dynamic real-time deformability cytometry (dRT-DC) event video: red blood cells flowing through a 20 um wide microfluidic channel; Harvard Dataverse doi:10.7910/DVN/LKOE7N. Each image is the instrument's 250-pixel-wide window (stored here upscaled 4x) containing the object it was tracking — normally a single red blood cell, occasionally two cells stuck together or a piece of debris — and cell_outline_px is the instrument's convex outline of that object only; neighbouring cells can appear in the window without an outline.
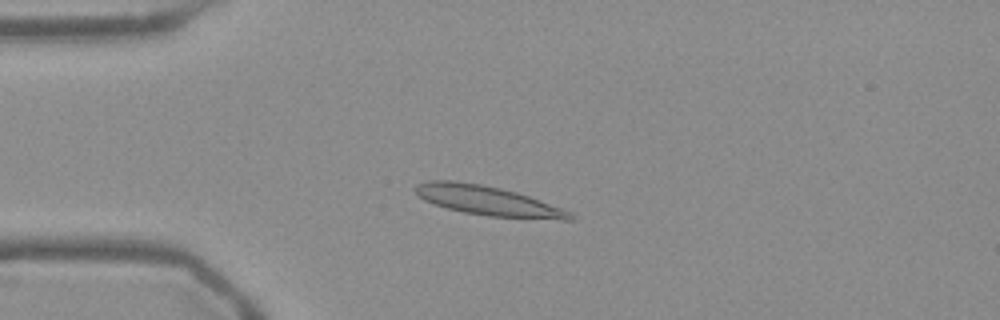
{"species": "Egyptian fruit bat (a non-hibernating species)", "species_latin": "Rousettus aegyptiacus", "temperature_condition": "warm", "stored_images_in_passage": 55, "camera_frame_rate_fps": 3000, "um_per_image_px": 0.085, "frame": {"image": 1, "passage_image": 14, "time_ms": 4.333, "image_size_px": [1000, 320], "cell_outline_px": [[576, 220], [560, 220], [488, 216], [464, 212], [448, 208], [424, 200], [412, 188], [416, 184], [428, 180], [452, 180], [480, 184], [500, 188], [516, 192], [528, 196], [572, 212], [576, 216]], "centroid_in_image_um": [41.49, 17.06], "position_along_channel_um": 43.5, "area_um2": 26.53}}
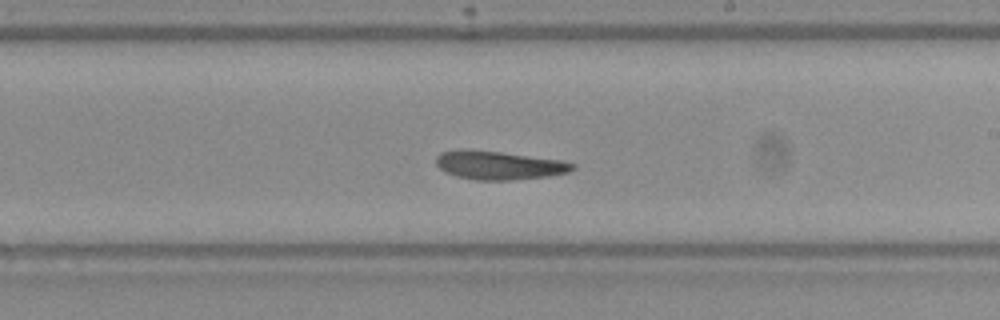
{"frame": {"image": 2, "passage_image": 32, "time_ms": 10.333, "image_size_px": [1000, 320], "cell_outline_px": [[576, 168], [568, 172], [548, 176], [512, 180], [476, 180], [456, 176], [444, 172], [436, 164], [436, 156], [440, 152], [460, 148], [468, 148], [564, 160], [576, 164]], "centroid_in_image_um": [42.39, 14.03], "position_along_channel_um": 246.6, "area_um2": 23.06}}
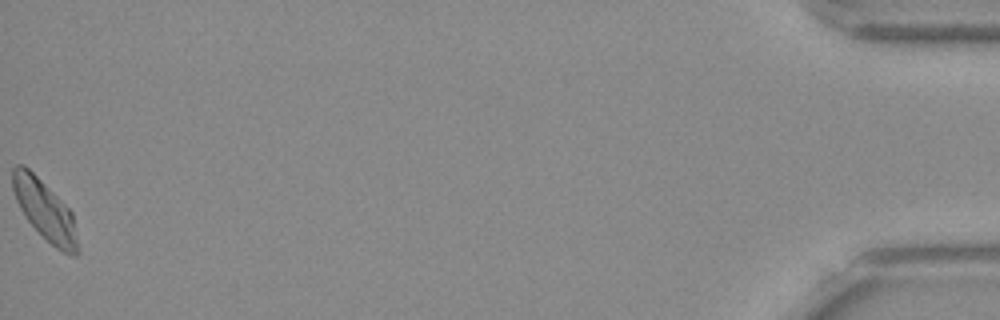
{"frame": {"image": 3, "passage_image": 55, "time_ms": 18.0, "image_size_px": [1000, 320], "cell_outline_px": [[80, 252], [76, 256], [72, 256], [56, 248], [28, 220], [20, 208], [16, 200], [12, 188], [12, 168], [16, 164], [24, 164], [72, 212], [80, 248]], "centroid_in_image_um": [3.83, 17.89], "position_along_channel_um": 431.4, "area_um2": 22.31}}